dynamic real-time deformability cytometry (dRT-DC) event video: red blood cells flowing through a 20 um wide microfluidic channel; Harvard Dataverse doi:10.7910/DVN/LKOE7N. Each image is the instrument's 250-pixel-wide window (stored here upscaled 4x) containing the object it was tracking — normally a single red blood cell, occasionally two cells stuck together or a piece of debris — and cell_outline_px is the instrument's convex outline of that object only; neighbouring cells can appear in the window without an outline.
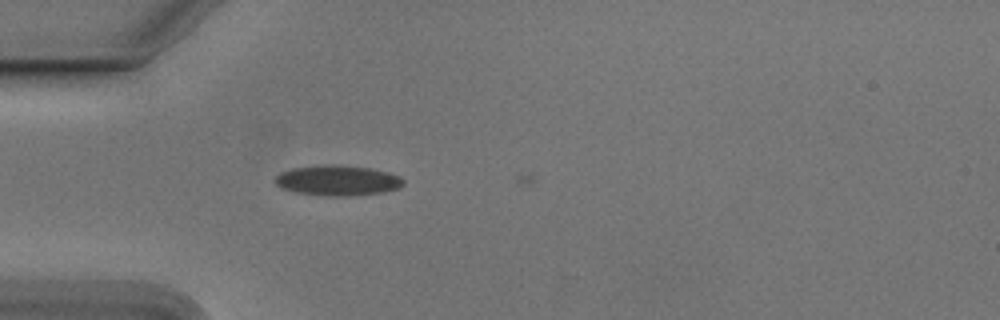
{"species": "Egyptian fruit bat (a non-hibernating species)", "species_latin": "Rousettus aegyptiacus", "temperature_condition": "cold", "stored_images_in_passage": 10, "camera_frame_rate_fps": 3000, "um_per_image_px": 0.085, "animal": {"sex": "male"}, "frame": {"image": 1, "passage_image": 9, "time_ms": 2.667, "image_size_px": [1000, 320], "cell_outline_px": [[404, 184], [400, 188], [380, 192], [348, 196], [328, 196], [296, 192], [284, 188], [276, 184], [276, 176], [280, 172], [292, 168], [324, 164], [336, 164], [368, 168], [388, 172], [400, 176], [404, 180]], "centroid_in_image_um": [28.71, 15.33], "position_along_channel_um": 56.3, "area_um2": 22.54}}